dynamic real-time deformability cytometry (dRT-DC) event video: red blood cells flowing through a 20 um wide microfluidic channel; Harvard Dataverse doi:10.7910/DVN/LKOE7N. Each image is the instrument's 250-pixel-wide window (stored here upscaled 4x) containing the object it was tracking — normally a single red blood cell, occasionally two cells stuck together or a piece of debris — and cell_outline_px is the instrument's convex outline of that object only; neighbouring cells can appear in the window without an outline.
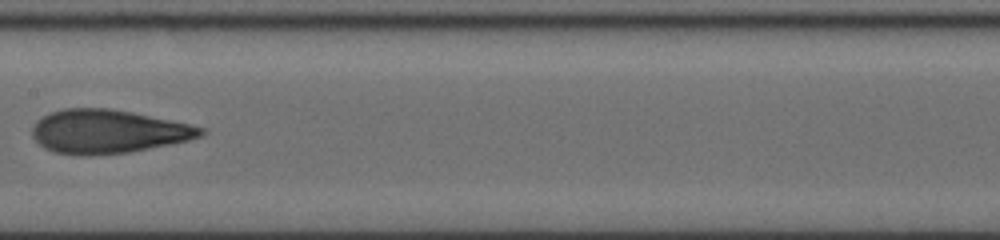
{"species": "human", "species_latin": "Homo sapiens", "temperature_condition": "cold", "stored_images_in_passage": 10, "camera_frame_rate_fps": 3000, "um_per_image_px": 0.085, "donor": {"sex": "female"}, "frame": {"image": 1, "passage_image": 9, "time_ms": 8.333, "image_size_px": [1000, 240], "cell_outline_px": [[208, 132], [200, 136], [188, 140], [172, 144], [128, 152], [92, 156], [80, 156], [56, 152], [44, 148], [32, 136], [32, 128], [36, 120], [52, 112], [64, 108], [108, 108], [132, 112], [188, 124], [204, 128]], "centroid_in_image_um": [9.16, 11.19], "position_along_channel_um": 198.2, "area_um2": 42.77}}
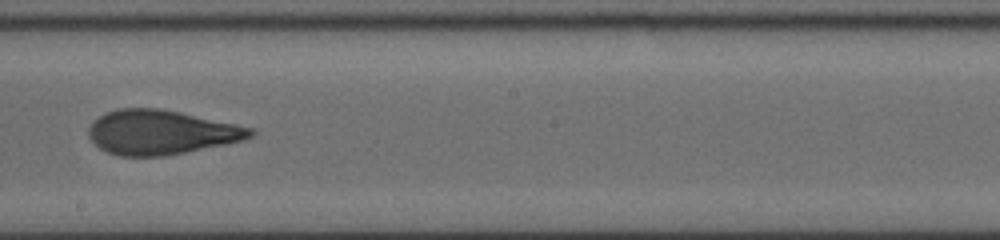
{"frame": {"image": 2, "passage_image": 10, "time_ms": 9.333, "image_size_px": [1000, 240], "cell_outline_px": [[256, 132], [252, 136], [244, 140], [228, 144], [164, 156], [120, 156], [108, 152], [100, 148], [88, 136], [88, 128], [92, 120], [104, 112], [116, 108], [156, 108], [180, 112], [256, 128]], "centroid_in_image_um": [13.69, 11.24], "position_along_channel_um": 234.5, "area_um2": 42.19}}